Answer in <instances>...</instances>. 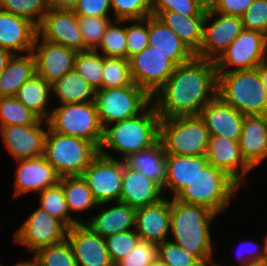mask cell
<instances>
[{
    "mask_svg": "<svg viewBox=\"0 0 267 266\" xmlns=\"http://www.w3.org/2000/svg\"><path fill=\"white\" fill-rule=\"evenodd\" d=\"M217 95L215 61L194 57L175 67L166 83L153 95L161 118L198 116Z\"/></svg>",
    "mask_w": 267,
    "mask_h": 266,
    "instance_id": "obj_1",
    "label": "cell"
},
{
    "mask_svg": "<svg viewBox=\"0 0 267 266\" xmlns=\"http://www.w3.org/2000/svg\"><path fill=\"white\" fill-rule=\"evenodd\" d=\"M217 217L205 207L171 198L170 240L192 252L205 265L214 263L211 226Z\"/></svg>",
    "mask_w": 267,
    "mask_h": 266,
    "instance_id": "obj_2",
    "label": "cell"
},
{
    "mask_svg": "<svg viewBox=\"0 0 267 266\" xmlns=\"http://www.w3.org/2000/svg\"><path fill=\"white\" fill-rule=\"evenodd\" d=\"M160 120L151 102L140 114L106 126L99 153L123 160L154 145L160 138Z\"/></svg>",
    "mask_w": 267,
    "mask_h": 266,
    "instance_id": "obj_3",
    "label": "cell"
},
{
    "mask_svg": "<svg viewBox=\"0 0 267 266\" xmlns=\"http://www.w3.org/2000/svg\"><path fill=\"white\" fill-rule=\"evenodd\" d=\"M241 186L225 171L207 164L174 198L200 205L216 215L225 213Z\"/></svg>",
    "mask_w": 267,
    "mask_h": 266,
    "instance_id": "obj_4",
    "label": "cell"
},
{
    "mask_svg": "<svg viewBox=\"0 0 267 266\" xmlns=\"http://www.w3.org/2000/svg\"><path fill=\"white\" fill-rule=\"evenodd\" d=\"M217 95L245 116L267 114V95L257 68L217 72Z\"/></svg>",
    "mask_w": 267,
    "mask_h": 266,
    "instance_id": "obj_5",
    "label": "cell"
},
{
    "mask_svg": "<svg viewBox=\"0 0 267 266\" xmlns=\"http://www.w3.org/2000/svg\"><path fill=\"white\" fill-rule=\"evenodd\" d=\"M98 154L99 148L93 142L59 134L48 126L44 157L61 178L82 176Z\"/></svg>",
    "mask_w": 267,
    "mask_h": 266,
    "instance_id": "obj_6",
    "label": "cell"
},
{
    "mask_svg": "<svg viewBox=\"0 0 267 266\" xmlns=\"http://www.w3.org/2000/svg\"><path fill=\"white\" fill-rule=\"evenodd\" d=\"M160 141L166 154L206 156L210 134L198 116L161 118Z\"/></svg>",
    "mask_w": 267,
    "mask_h": 266,
    "instance_id": "obj_7",
    "label": "cell"
},
{
    "mask_svg": "<svg viewBox=\"0 0 267 266\" xmlns=\"http://www.w3.org/2000/svg\"><path fill=\"white\" fill-rule=\"evenodd\" d=\"M52 109L47 122L53 131L85 139L100 148L103 140V127L95 102L62 104Z\"/></svg>",
    "mask_w": 267,
    "mask_h": 266,
    "instance_id": "obj_8",
    "label": "cell"
},
{
    "mask_svg": "<svg viewBox=\"0 0 267 266\" xmlns=\"http://www.w3.org/2000/svg\"><path fill=\"white\" fill-rule=\"evenodd\" d=\"M95 105L103 129L140 114L151 102V97L134 82L120 88L95 91Z\"/></svg>",
    "mask_w": 267,
    "mask_h": 266,
    "instance_id": "obj_9",
    "label": "cell"
},
{
    "mask_svg": "<svg viewBox=\"0 0 267 266\" xmlns=\"http://www.w3.org/2000/svg\"><path fill=\"white\" fill-rule=\"evenodd\" d=\"M12 236L16 245L34 254L41 248L59 243L67 238L68 227L39 206L29 214Z\"/></svg>",
    "mask_w": 267,
    "mask_h": 266,
    "instance_id": "obj_10",
    "label": "cell"
},
{
    "mask_svg": "<svg viewBox=\"0 0 267 266\" xmlns=\"http://www.w3.org/2000/svg\"><path fill=\"white\" fill-rule=\"evenodd\" d=\"M267 62V36L243 29L215 61L217 72L250 70Z\"/></svg>",
    "mask_w": 267,
    "mask_h": 266,
    "instance_id": "obj_11",
    "label": "cell"
},
{
    "mask_svg": "<svg viewBox=\"0 0 267 266\" xmlns=\"http://www.w3.org/2000/svg\"><path fill=\"white\" fill-rule=\"evenodd\" d=\"M124 164L99 153L83 172L82 178L98 204L119 201Z\"/></svg>",
    "mask_w": 267,
    "mask_h": 266,
    "instance_id": "obj_12",
    "label": "cell"
},
{
    "mask_svg": "<svg viewBox=\"0 0 267 266\" xmlns=\"http://www.w3.org/2000/svg\"><path fill=\"white\" fill-rule=\"evenodd\" d=\"M133 82L151 98L173 74L175 65L151 46L129 58Z\"/></svg>",
    "mask_w": 267,
    "mask_h": 266,
    "instance_id": "obj_13",
    "label": "cell"
},
{
    "mask_svg": "<svg viewBox=\"0 0 267 266\" xmlns=\"http://www.w3.org/2000/svg\"><path fill=\"white\" fill-rule=\"evenodd\" d=\"M242 30L241 16L206 12L203 41L195 56L216 61Z\"/></svg>",
    "mask_w": 267,
    "mask_h": 266,
    "instance_id": "obj_14",
    "label": "cell"
},
{
    "mask_svg": "<svg viewBox=\"0 0 267 266\" xmlns=\"http://www.w3.org/2000/svg\"><path fill=\"white\" fill-rule=\"evenodd\" d=\"M48 122L38 119L31 125L0 127L1 140L14 161L44 156Z\"/></svg>",
    "mask_w": 267,
    "mask_h": 266,
    "instance_id": "obj_15",
    "label": "cell"
},
{
    "mask_svg": "<svg viewBox=\"0 0 267 266\" xmlns=\"http://www.w3.org/2000/svg\"><path fill=\"white\" fill-rule=\"evenodd\" d=\"M37 29L38 36L47 42L65 46L76 52L84 51L78 16L73 10L50 8Z\"/></svg>",
    "mask_w": 267,
    "mask_h": 266,
    "instance_id": "obj_16",
    "label": "cell"
},
{
    "mask_svg": "<svg viewBox=\"0 0 267 266\" xmlns=\"http://www.w3.org/2000/svg\"><path fill=\"white\" fill-rule=\"evenodd\" d=\"M67 241L73 250L77 266H115L107 250L105 238L85 223H78L67 231Z\"/></svg>",
    "mask_w": 267,
    "mask_h": 266,
    "instance_id": "obj_17",
    "label": "cell"
},
{
    "mask_svg": "<svg viewBox=\"0 0 267 266\" xmlns=\"http://www.w3.org/2000/svg\"><path fill=\"white\" fill-rule=\"evenodd\" d=\"M15 163L18 164L14 171L13 197L15 198L30 192L38 194L60 182L61 177L44 156L17 160Z\"/></svg>",
    "mask_w": 267,
    "mask_h": 266,
    "instance_id": "obj_18",
    "label": "cell"
},
{
    "mask_svg": "<svg viewBox=\"0 0 267 266\" xmlns=\"http://www.w3.org/2000/svg\"><path fill=\"white\" fill-rule=\"evenodd\" d=\"M32 53L36 62V74L44 78L50 85L74 70L76 51L47 42L38 35Z\"/></svg>",
    "mask_w": 267,
    "mask_h": 266,
    "instance_id": "obj_19",
    "label": "cell"
},
{
    "mask_svg": "<svg viewBox=\"0 0 267 266\" xmlns=\"http://www.w3.org/2000/svg\"><path fill=\"white\" fill-rule=\"evenodd\" d=\"M206 158L209 164L225 171L242 188L253 169L243 159L239 142L222 136H210Z\"/></svg>",
    "mask_w": 267,
    "mask_h": 266,
    "instance_id": "obj_20",
    "label": "cell"
},
{
    "mask_svg": "<svg viewBox=\"0 0 267 266\" xmlns=\"http://www.w3.org/2000/svg\"><path fill=\"white\" fill-rule=\"evenodd\" d=\"M171 198L165 197L158 203L136 208L135 232L140 240L156 245L170 237Z\"/></svg>",
    "mask_w": 267,
    "mask_h": 266,
    "instance_id": "obj_21",
    "label": "cell"
},
{
    "mask_svg": "<svg viewBox=\"0 0 267 266\" xmlns=\"http://www.w3.org/2000/svg\"><path fill=\"white\" fill-rule=\"evenodd\" d=\"M210 136H222L239 142L245 115L216 95L199 115Z\"/></svg>",
    "mask_w": 267,
    "mask_h": 266,
    "instance_id": "obj_22",
    "label": "cell"
},
{
    "mask_svg": "<svg viewBox=\"0 0 267 266\" xmlns=\"http://www.w3.org/2000/svg\"><path fill=\"white\" fill-rule=\"evenodd\" d=\"M98 208L101 210L86 218L85 224L102 238L135 229V207L116 201L98 204Z\"/></svg>",
    "mask_w": 267,
    "mask_h": 266,
    "instance_id": "obj_23",
    "label": "cell"
},
{
    "mask_svg": "<svg viewBox=\"0 0 267 266\" xmlns=\"http://www.w3.org/2000/svg\"><path fill=\"white\" fill-rule=\"evenodd\" d=\"M37 26L26 18L0 9V47L14 54L32 52Z\"/></svg>",
    "mask_w": 267,
    "mask_h": 266,
    "instance_id": "obj_24",
    "label": "cell"
},
{
    "mask_svg": "<svg viewBox=\"0 0 267 266\" xmlns=\"http://www.w3.org/2000/svg\"><path fill=\"white\" fill-rule=\"evenodd\" d=\"M163 198V189L156 182L124 164L119 202L139 208L158 203Z\"/></svg>",
    "mask_w": 267,
    "mask_h": 266,
    "instance_id": "obj_25",
    "label": "cell"
},
{
    "mask_svg": "<svg viewBox=\"0 0 267 266\" xmlns=\"http://www.w3.org/2000/svg\"><path fill=\"white\" fill-rule=\"evenodd\" d=\"M243 159L254 170L267 159V114L245 116L239 141Z\"/></svg>",
    "mask_w": 267,
    "mask_h": 266,
    "instance_id": "obj_26",
    "label": "cell"
},
{
    "mask_svg": "<svg viewBox=\"0 0 267 266\" xmlns=\"http://www.w3.org/2000/svg\"><path fill=\"white\" fill-rule=\"evenodd\" d=\"M148 44L167 56L175 66L186 63L195 57V54L172 29L153 15L149 16Z\"/></svg>",
    "mask_w": 267,
    "mask_h": 266,
    "instance_id": "obj_27",
    "label": "cell"
},
{
    "mask_svg": "<svg viewBox=\"0 0 267 266\" xmlns=\"http://www.w3.org/2000/svg\"><path fill=\"white\" fill-rule=\"evenodd\" d=\"M208 164L206 156L166 154L165 197L174 198ZM168 191V195L166 194ZM166 194V195H165Z\"/></svg>",
    "mask_w": 267,
    "mask_h": 266,
    "instance_id": "obj_28",
    "label": "cell"
},
{
    "mask_svg": "<svg viewBox=\"0 0 267 266\" xmlns=\"http://www.w3.org/2000/svg\"><path fill=\"white\" fill-rule=\"evenodd\" d=\"M123 161L127 167L138 170L164 189L166 153L160 139L154 145L128 155Z\"/></svg>",
    "mask_w": 267,
    "mask_h": 266,
    "instance_id": "obj_29",
    "label": "cell"
},
{
    "mask_svg": "<svg viewBox=\"0 0 267 266\" xmlns=\"http://www.w3.org/2000/svg\"><path fill=\"white\" fill-rule=\"evenodd\" d=\"M36 74V62L32 52L14 54L0 74V97H14L18 89Z\"/></svg>",
    "mask_w": 267,
    "mask_h": 266,
    "instance_id": "obj_30",
    "label": "cell"
},
{
    "mask_svg": "<svg viewBox=\"0 0 267 266\" xmlns=\"http://www.w3.org/2000/svg\"><path fill=\"white\" fill-rule=\"evenodd\" d=\"M156 17L172 29L194 54L199 51L206 16H183L176 11H164Z\"/></svg>",
    "mask_w": 267,
    "mask_h": 266,
    "instance_id": "obj_31",
    "label": "cell"
},
{
    "mask_svg": "<svg viewBox=\"0 0 267 266\" xmlns=\"http://www.w3.org/2000/svg\"><path fill=\"white\" fill-rule=\"evenodd\" d=\"M26 108L32 111L39 119L48 121L52 112L53 105L51 85L44 78L35 74L25 82L14 96ZM51 106H50V105ZM49 105V109H48Z\"/></svg>",
    "mask_w": 267,
    "mask_h": 266,
    "instance_id": "obj_32",
    "label": "cell"
},
{
    "mask_svg": "<svg viewBox=\"0 0 267 266\" xmlns=\"http://www.w3.org/2000/svg\"><path fill=\"white\" fill-rule=\"evenodd\" d=\"M52 97L58 105L94 102L95 89L75 70L51 84Z\"/></svg>",
    "mask_w": 267,
    "mask_h": 266,
    "instance_id": "obj_33",
    "label": "cell"
},
{
    "mask_svg": "<svg viewBox=\"0 0 267 266\" xmlns=\"http://www.w3.org/2000/svg\"><path fill=\"white\" fill-rule=\"evenodd\" d=\"M64 190L67 206L71 218L78 223H85L84 217L80 216L81 212L90 211L98 206L91 190L82 176L62 177L60 182ZM76 213L80 216H74ZM73 213V214H72ZM80 213V214H79Z\"/></svg>",
    "mask_w": 267,
    "mask_h": 266,
    "instance_id": "obj_34",
    "label": "cell"
},
{
    "mask_svg": "<svg viewBox=\"0 0 267 266\" xmlns=\"http://www.w3.org/2000/svg\"><path fill=\"white\" fill-rule=\"evenodd\" d=\"M38 195L39 207L44 211L62 221L68 228L77 224L70 216L64 190L60 183L44 189Z\"/></svg>",
    "mask_w": 267,
    "mask_h": 266,
    "instance_id": "obj_35",
    "label": "cell"
},
{
    "mask_svg": "<svg viewBox=\"0 0 267 266\" xmlns=\"http://www.w3.org/2000/svg\"><path fill=\"white\" fill-rule=\"evenodd\" d=\"M126 20H112L95 49L105 57L127 59Z\"/></svg>",
    "mask_w": 267,
    "mask_h": 266,
    "instance_id": "obj_36",
    "label": "cell"
},
{
    "mask_svg": "<svg viewBox=\"0 0 267 266\" xmlns=\"http://www.w3.org/2000/svg\"><path fill=\"white\" fill-rule=\"evenodd\" d=\"M103 54L96 50L77 52L74 70L95 90L102 89Z\"/></svg>",
    "mask_w": 267,
    "mask_h": 266,
    "instance_id": "obj_37",
    "label": "cell"
},
{
    "mask_svg": "<svg viewBox=\"0 0 267 266\" xmlns=\"http://www.w3.org/2000/svg\"><path fill=\"white\" fill-rule=\"evenodd\" d=\"M102 89L120 88L133 83L129 59L103 55Z\"/></svg>",
    "mask_w": 267,
    "mask_h": 266,
    "instance_id": "obj_38",
    "label": "cell"
},
{
    "mask_svg": "<svg viewBox=\"0 0 267 266\" xmlns=\"http://www.w3.org/2000/svg\"><path fill=\"white\" fill-rule=\"evenodd\" d=\"M32 256L36 266H77L73 250L67 239L41 248Z\"/></svg>",
    "mask_w": 267,
    "mask_h": 266,
    "instance_id": "obj_39",
    "label": "cell"
},
{
    "mask_svg": "<svg viewBox=\"0 0 267 266\" xmlns=\"http://www.w3.org/2000/svg\"><path fill=\"white\" fill-rule=\"evenodd\" d=\"M0 9L26 18L38 27L50 7L48 0H0Z\"/></svg>",
    "mask_w": 267,
    "mask_h": 266,
    "instance_id": "obj_40",
    "label": "cell"
},
{
    "mask_svg": "<svg viewBox=\"0 0 267 266\" xmlns=\"http://www.w3.org/2000/svg\"><path fill=\"white\" fill-rule=\"evenodd\" d=\"M39 118L15 97H0V127L31 125Z\"/></svg>",
    "mask_w": 267,
    "mask_h": 266,
    "instance_id": "obj_41",
    "label": "cell"
},
{
    "mask_svg": "<svg viewBox=\"0 0 267 266\" xmlns=\"http://www.w3.org/2000/svg\"><path fill=\"white\" fill-rule=\"evenodd\" d=\"M112 20H114L113 17L78 16L83 35L84 51L95 50L100 45L101 39Z\"/></svg>",
    "mask_w": 267,
    "mask_h": 266,
    "instance_id": "obj_42",
    "label": "cell"
},
{
    "mask_svg": "<svg viewBox=\"0 0 267 266\" xmlns=\"http://www.w3.org/2000/svg\"><path fill=\"white\" fill-rule=\"evenodd\" d=\"M157 256L169 266H206L198 257L170 239L157 245Z\"/></svg>",
    "mask_w": 267,
    "mask_h": 266,
    "instance_id": "obj_43",
    "label": "cell"
},
{
    "mask_svg": "<svg viewBox=\"0 0 267 266\" xmlns=\"http://www.w3.org/2000/svg\"><path fill=\"white\" fill-rule=\"evenodd\" d=\"M114 20H140L152 15L151 0H110Z\"/></svg>",
    "mask_w": 267,
    "mask_h": 266,
    "instance_id": "obj_44",
    "label": "cell"
},
{
    "mask_svg": "<svg viewBox=\"0 0 267 266\" xmlns=\"http://www.w3.org/2000/svg\"><path fill=\"white\" fill-rule=\"evenodd\" d=\"M127 59L149 46V17L126 20Z\"/></svg>",
    "mask_w": 267,
    "mask_h": 266,
    "instance_id": "obj_45",
    "label": "cell"
},
{
    "mask_svg": "<svg viewBox=\"0 0 267 266\" xmlns=\"http://www.w3.org/2000/svg\"><path fill=\"white\" fill-rule=\"evenodd\" d=\"M139 240L140 237L134 229L107 236L105 241L113 264L116 265L123 259Z\"/></svg>",
    "mask_w": 267,
    "mask_h": 266,
    "instance_id": "obj_46",
    "label": "cell"
},
{
    "mask_svg": "<svg viewBox=\"0 0 267 266\" xmlns=\"http://www.w3.org/2000/svg\"><path fill=\"white\" fill-rule=\"evenodd\" d=\"M152 15L160 12L176 11L183 16H206L195 0H151Z\"/></svg>",
    "mask_w": 267,
    "mask_h": 266,
    "instance_id": "obj_47",
    "label": "cell"
},
{
    "mask_svg": "<svg viewBox=\"0 0 267 266\" xmlns=\"http://www.w3.org/2000/svg\"><path fill=\"white\" fill-rule=\"evenodd\" d=\"M243 29L259 31L267 36V0H254L241 15Z\"/></svg>",
    "mask_w": 267,
    "mask_h": 266,
    "instance_id": "obj_48",
    "label": "cell"
},
{
    "mask_svg": "<svg viewBox=\"0 0 267 266\" xmlns=\"http://www.w3.org/2000/svg\"><path fill=\"white\" fill-rule=\"evenodd\" d=\"M157 257L156 244L139 240L134 248L115 266H149Z\"/></svg>",
    "mask_w": 267,
    "mask_h": 266,
    "instance_id": "obj_49",
    "label": "cell"
},
{
    "mask_svg": "<svg viewBox=\"0 0 267 266\" xmlns=\"http://www.w3.org/2000/svg\"><path fill=\"white\" fill-rule=\"evenodd\" d=\"M73 11L82 17H112L110 0H78Z\"/></svg>",
    "mask_w": 267,
    "mask_h": 266,
    "instance_id": "obj_50",
    "label": "cell"
},
{
    "mask_svg": "<svg viewBox=\"0 0 267 266\" xmlns=\"http://www.w3.org/2000/svg\"><path fill=\"white\" fill-rule=\"evenodd\" d=\"M243 243H246V244L250 243L248 245H252V246H249L248 248H246V246H248V245L243 244ZM239 245H240V247L238 246L239 251L237 250V252H238L237 258L238 259L237 258L236 259L238 260V262L240 264L238 263L237 266H246L247 264H249L251 262H261V261L267 260V254H266V250H265L264 240H263L262 245L256 244L254 241H247V240L245 242H242L243 247L241 246V243ZM243 248H245V249H243ZM218 264L220 266H226V265L220 264L219 262H218Z\"/></svg>",
    "mask_w": 267,
    "mask_h": 266,
    "instance_id": "obj_51",
    "label": "cell"
},
{
    "mask_svg": "<svg viewBox=\"0 0 267 266\" xmlns=\"http://www.w3.org/2000/svg\"><path fill=\"white\" fill-rule=\"evenodd\" d=\"M254 0H219L214 12L241 16Z\"/></svg>",
    "mask_w": 267,
    "mask_h": 266,
    "instance_id": "obj_52",
    "label": "cell"
},
{
    "mask_svg": "<svg viewBox=\"0 0 267 266\" xmlns=\"http://www.w3.org/2000/svg\"><path fill=\"white\" fill-rule=\"evenodd\" d=\"M78 0H48L51 9L73 10Z\"/></svg>",
    "mask_w": 267,
    "mask_h": 266,
    "instance_id": "obj_53",
    "label": "cell"
},
{
    "mask_svg": "<svg viewBox=\"0 0 267 266\" xmlns=\"http://www.w3.org/2000/svg\"><path fill=\"white\" fill-rule=\"evenodd\" d=\"M198 6L204 11H214L219 0H195Z\"/></svg>",
    "mask_w": 267,
    "mask_h": 266,
    "instance_id": "obj_54",
    "label": "cell"
},
{
    "mask_svg": "<svg viewBox=\"0 0 267 266\" xmlns=\"http://www.w3.org/2000/svg\"><path fill=\"white\" fill-rule=\"evenodd\" d=\"M12 56L13 54L9 50L0 47V74L4 71L9 59Z\"/></svg>",
    "mask_w": 267,
    "mask_h": 266,
    "instance_id": "obj_55",
    "label": "cell"
},
{
    "mask_svg": "<svg viewBox=\"0 0 267 266\" xmlns=\"http://www.w3.org/2000/svg\"><path fill=\"white\" fill-rule=\"evenodd\" d=\"M259 71L262 83L265 87L266 90V95H267V62L260 64L256 67Z\"/></svg>",
    "mask_w": 267,
    "mask_h": 266,
    "instance_id": "obj_56",
    "label": "cell"
},
{
    "mask_svg": "<svg viewBox=\"0 0 267 266\" xmlns=\"http://www.w3.org/2000/svg\"><path fill=\"white\" fill-rule=\"evenodd\" d=\"M1 263L2 262H0V266H3L4 264H1ZM12 266H36V265H35V261L33 257H31V259L30 258L28 260L24 259V261H19L15 265H12Z\"/></svg>",
    "mask_w": 267,
    "mask_h": 266,
    "instance_id": "obj_57",
    "label": "cell"
},
{
    "mask_svg": "<svg viewBox=\"0 0 267 266\" xmlns=\"http://www.w3.org/2000/svg\"><path fill=\"white\" fill-rule=\"evenodd\" d=\"M149 266H169L159 257H157L154 261L151 262Z\"/></svg>",
    "mask_w": 267,
    "mask_h": 266,
    "instance_id": "obj_58",
    "label": "cell"
},
{
    "mask_svg": "<svg viewBox=\"0 0 267 266\" xmlns=\"http://www.w3.org/2000/svg\"><path fill=\"white\" fill-rule=\"evenodd\" d=\"M246 266H267V260L261 262H251Z\"/></svg>",
    "mask_w": 267,
    "mask_h": 266,
    "instance_id": "obj_59",
    "label": "cell"
},
{
    "mask_svg": "<svg viewBox=\"0 0 267 266\" xmlns=\"http://www.w3.org/2000/svg\"><path fill=\"white\" fill-rule=\"evenodd\" d=\"M264 245H265V250L267 254V234L265 235V238H264Z\"/></svg>",
    "mask_w": 267,
    "mask_h": 266,
    "instance_id": "obj_60",
    "label": "cell"
},
{
    "mask_svg": "<svg viewBox=\"0 0 267 266\" xmlns=\"http://www.w3.org/2000/svg\"><path fill=\"white\" fill-rule=\"evenodd\" d=\"M218 261L211 263V264H207L206 266H220L218 263Z\"/></svg>",
    "mask_w": 267,
    "mask_h": 266,
    "instance_id": "obj_61",
    "label": "cell"
}]
</instances>
